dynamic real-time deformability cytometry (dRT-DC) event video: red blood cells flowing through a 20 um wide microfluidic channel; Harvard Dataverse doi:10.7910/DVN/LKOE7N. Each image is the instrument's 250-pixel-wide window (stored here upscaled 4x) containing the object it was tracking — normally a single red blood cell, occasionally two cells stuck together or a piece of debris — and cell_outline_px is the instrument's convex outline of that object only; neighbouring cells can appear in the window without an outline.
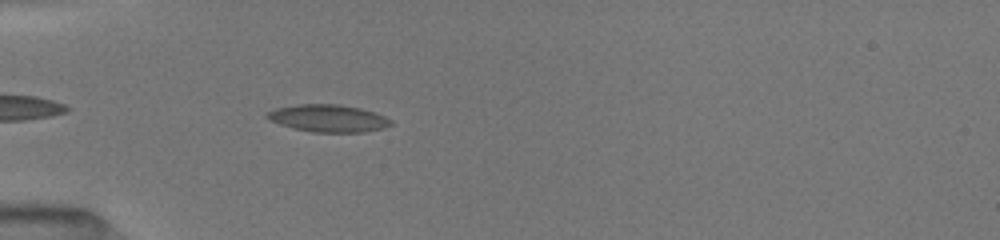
{"species": "common noctule bat (a hibernating species)", "species_latin": "Nyctalus noctula", "temperature_condition": "room temperature", "stored_images_in_passage": 14, "camera_frame_rate_fps": 3000, "um_per_image_px": 0.085, "animal": {"sex": "female", "body_mass_g": 19.5, "forearm_length_mm": 54.1}, "frame": {"image": 1, "passage_image": 7, "time_ms": 1.333, "image_size_px": [1000, 240], "cell_outline_px": [[392, 124], [384, 128], [364, 132], [312, 132], [292, 128], [280, 124], [264, 116], [268, 112], [276, 108], [296, 104], [340, 104], [360, 108], [384, 116], [392, 120]], "centroid_in_image_um": [27.9, 10.05], "position_along_channel_um": 57.1, "area_um2": 19.65}}
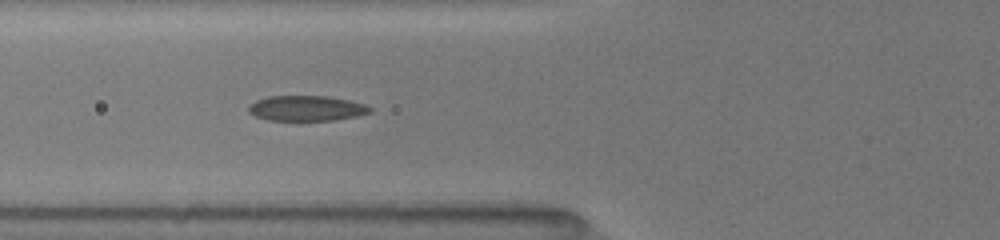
{"frame": {"image": 2, "passage_image": 12, "time_ms": 2.667, "image_size_px": [1000, 240], "cell_outline_px": [[372, 112], [356, 116], [332, 120], [268, 120], [256, 116], [248, 112], [248, 108], [256, 100], [268, 96], [324, 96], [348, 100], [364, 104], [372, 108]], "centroid_in_image_um": [26.05, 9.2], "position_along_channel_um": 99.8, "area_um2": 17.69}}